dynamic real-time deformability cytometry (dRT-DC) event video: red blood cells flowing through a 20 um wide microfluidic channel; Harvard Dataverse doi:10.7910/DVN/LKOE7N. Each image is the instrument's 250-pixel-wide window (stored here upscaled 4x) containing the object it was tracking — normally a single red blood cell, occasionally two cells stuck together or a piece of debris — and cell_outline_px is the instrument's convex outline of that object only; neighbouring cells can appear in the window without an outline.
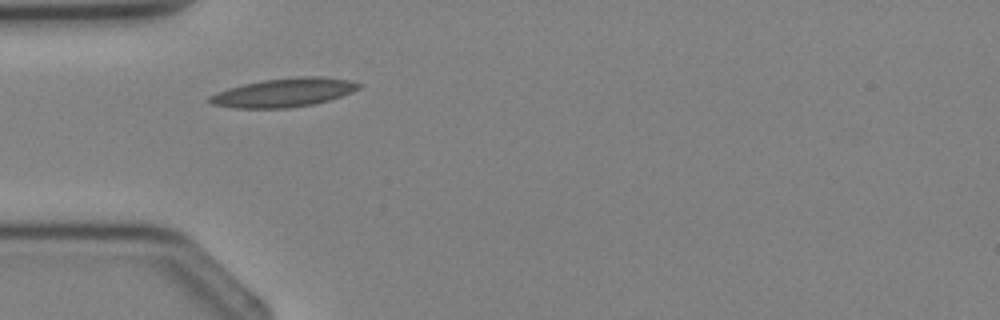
{"species": "Egyptian fruit bat (a non-hibernating species)", "species_latin": "Rousettus aegyptiacus", "temperature_condition": "cold", "stored_images_in_passage": 2, "camera_frame_rate_fps": 3000, "um_per_image_px": 0.085, "animal": {"sex": "female"}, "frame": {"image": 1, "passage_image": 1, "time_ms": 0.0, "image_size_px": [1000, 320], "cell_outline_px": [[360, 88], [352, 92], [328, 100], [312, 104], [288, 108], [236, 108], [212, 104], [208, 100], [208, 96], [216, 92], [228, 88], [244, 84], [264, 80], [296, 76], [324, 76], [348, 80], [360, 84]], "centroid_in_image_um": [24.11, 7.86], "position_along_channel_um": 60.9, "area_um2": 24.85}}
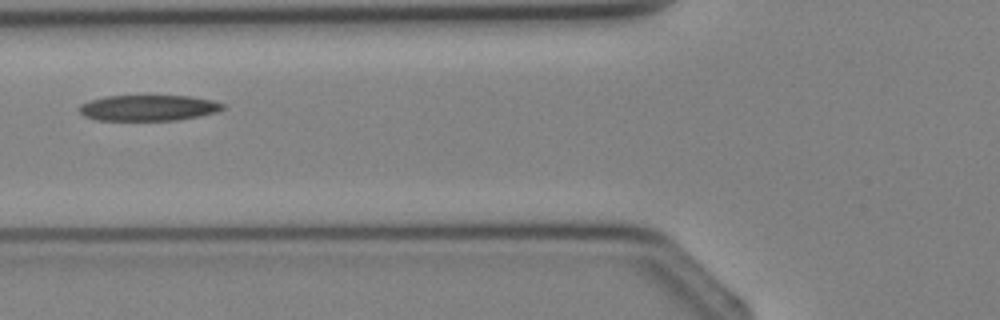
{"frame": {"image": 2, "passage_image": 2, "time_ms": 1.0, "image_size_px": [1000, 320], "cell_outline_px": [[224, 108], [220, 112], [176, 120], [96, 120], [84, 116], [76, 108], [80, 104], [104, 96], [192, 96], [212, 100], [224, 104]], "centroid_in_image_um": [12.61, 9.17], "position_along_channel_um": 113.2, "area_um2": 21.68}}